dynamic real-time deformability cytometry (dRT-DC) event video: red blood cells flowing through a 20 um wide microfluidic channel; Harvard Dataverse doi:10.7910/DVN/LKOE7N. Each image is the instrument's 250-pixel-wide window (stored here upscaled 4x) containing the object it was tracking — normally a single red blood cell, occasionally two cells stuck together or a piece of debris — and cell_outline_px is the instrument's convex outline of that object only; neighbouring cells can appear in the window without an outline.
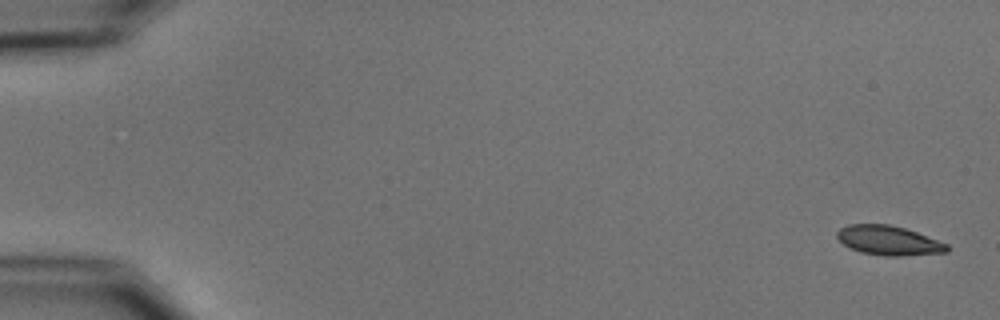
{"species": "common noctule bat (a hibernating species)", "species_latin": "Nyctalus noctula", "temperature_condition": "cold", "stored_images_in_passage": 7, "camera_frame_rate_fps": 3000, "um_per_image_px": 0.085, "animal": {"sex": "male", "body_mass_g": 15.6}, "frame": {"image": 1, "passage_image": 1, "time_ms": 0.0, "image_size_px": [1000, 320], "cell_outline_px": [[948, 252], [900, 256], [884, 256], [860, 252], [848, 248], [836, 236], [836, 232], [840, 228], [848, 224], [888, 224], [904, 228], [916, 232], [948, 244]], "centroid_in_image_um": [75.5, 20.44], "position_along_channel_um": 9.5, "area_um2": 18.84}}
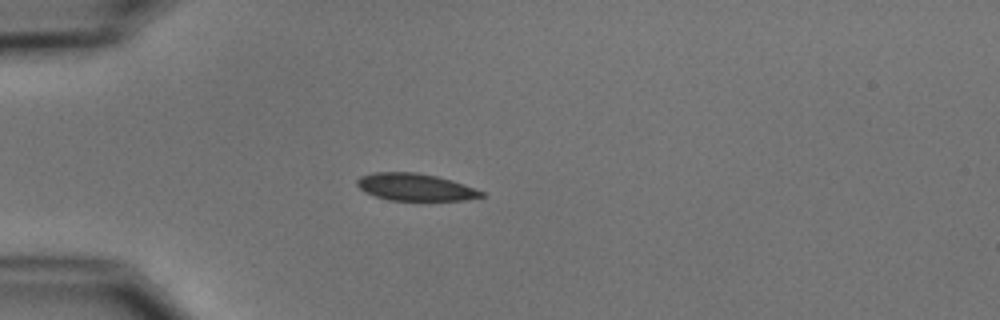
{"frame": {"image": 2, "passage_image": 4, "time_ms": 4.667, "image_size_px": [1000, 320], "cell_outline_px": [[484, 196], [464, 200], [388, 200], [364, 192], [356, 184], [356, 180], [360, 176], [372, 172], [416, 172], [436, 176], [452, 180], [484, 192]], "centroid_in_image_um": [35.25, 15.9], "position_along_channel_um": 49.7, "area_um2": 19.65}}